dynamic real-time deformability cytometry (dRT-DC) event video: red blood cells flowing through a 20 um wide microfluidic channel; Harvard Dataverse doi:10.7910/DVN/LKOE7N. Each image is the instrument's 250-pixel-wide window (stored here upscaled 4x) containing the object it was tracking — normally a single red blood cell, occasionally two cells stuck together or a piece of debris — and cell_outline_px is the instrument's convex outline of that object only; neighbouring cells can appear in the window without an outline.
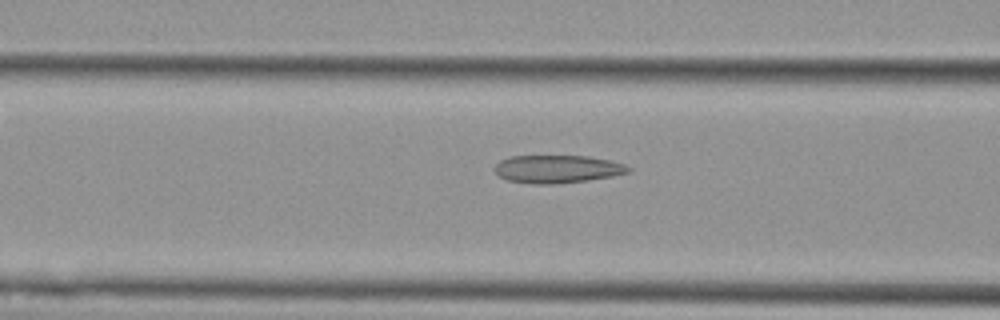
{"species": "Egyptian fruit bat (a non-hibernating species)", "species_latin": "Rousettus aegyptiacus", "temperature_condition": "cold", "stored_images_in_passage": 54, "camera_frame_rate_fps": 3000, "um_per_image_px": 0.085, "animal": {"sex": "female"}, "frame": {"image": 1, "passage_image": 21, "time_ms": 6.667, "image_size_px": [1000, 320], "cell_outline_px": [[632, 172], [612, 176], [588, 180], [552, 184], [532, 184], [508, 180], [500, 176], [492, 168], [500, 160], [508, 156], [588, 156], [612, 160], [624, 164], [632, 168]], "centroid_in_image_um": [47.39, 14.36], "position_along_channel_um": 119.2, "area_um2": 21.91}}
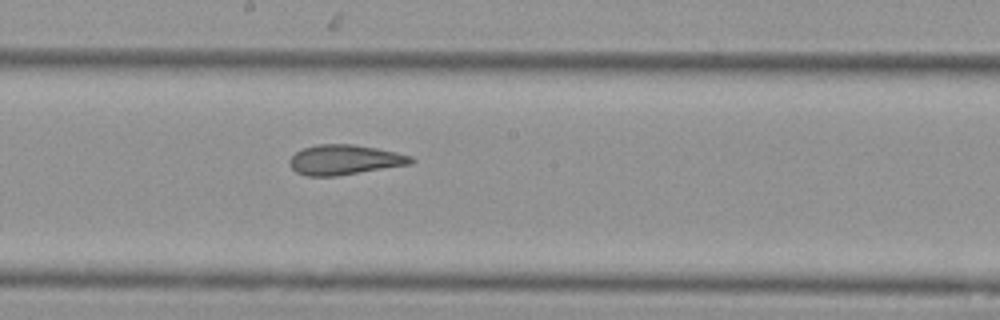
{"frame": {"image": 2, "passage_image": 29, "time_ms": 9.333, "image_size_px": [1000, 320], "cell_outline_px": [[416, 160], [412, 164], [336, 176], [308, 176], [296, 172], [288, 164], [288, 160], [296, 152], [304, 148], [316, 144], [352, 144], [376, 148], [396, 152], [412, 156]], "centroid_in_image_um": [29.3, 13.58], "position_along_channel_um": 218.9, "area_um2": 21.27}}
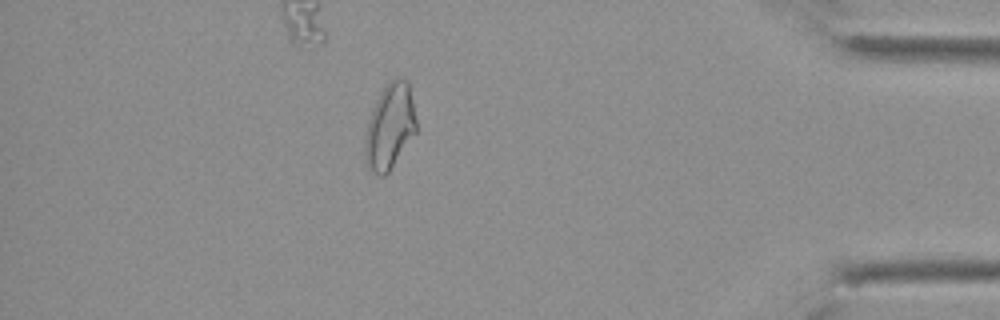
{"frame": {"image": 3, "passage_image": 47, "time_ms": 15.333, "image_size_px": [1000, 320], "cell_outline_px": [[416, 132], [388, 172], [384, 176], [380, 176], [368, 172], [364, 160], [364, 140], [368, 120], [372, 108], [380, 92], [392, 76], [404, 76], [408, 80], [416, 120]], "centroid_in_image_um": [33.1, 10.74], "position_along_channel_um": 402.1, "area_um2": 26.01}, "authors_computed_cell_mechanics": {"area_um2": 23.8425, "velocity_mm_per_s": 3.7485, "shape_relaxation_time_tau1_ms": null, "shape_relaxation_time_tau2_ms": 2.6948, "deformation_change_tau1": null, "deformation_change_tau2": 0.0926}}